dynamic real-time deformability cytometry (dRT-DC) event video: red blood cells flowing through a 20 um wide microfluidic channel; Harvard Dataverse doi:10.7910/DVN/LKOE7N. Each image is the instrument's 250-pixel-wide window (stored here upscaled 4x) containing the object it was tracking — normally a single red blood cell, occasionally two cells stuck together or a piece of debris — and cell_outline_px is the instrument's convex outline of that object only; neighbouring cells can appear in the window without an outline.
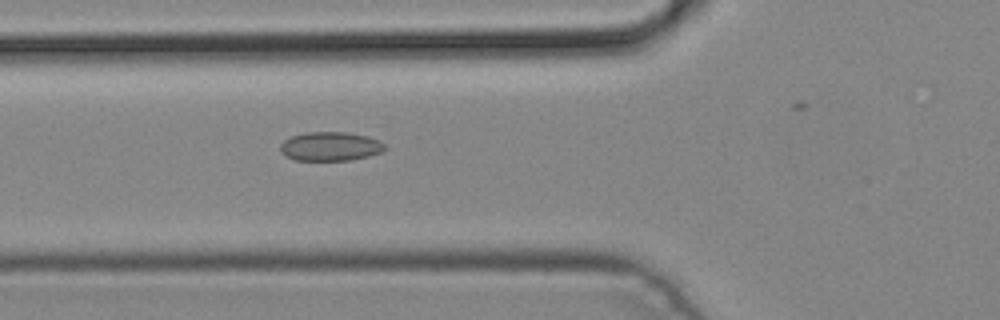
{"species": "common noctule bat (a hibernating species)", "species_latin": "Nyctalus noctula", "temperature_condition": "cold", "stored_images_in_passage": 6, "camera_frame_rate_fps": 3000, "um_per_image_px": 0.085, "animal": {"sex": "male", "body_mass_g": 19.2, "forearm_length_mm": 51.8}, "frame": {"image": 1, "passage_image": 6, "time_ms": 1.667, "image_size_px": [1000, 320], "cell_outline_px": [[388, 148], [380, 152], [368, 156], [352, 160], [292, 160], [284, 156], [280, 152], [280, 144], [284, 140], [292, 136], [304, 132], [348, 132], [368, 136], [380, 140]], "centroid_in_image_um": [28.06, 12.44], "position_along_channel_um": 97.7, "area_um2": 17.92}}